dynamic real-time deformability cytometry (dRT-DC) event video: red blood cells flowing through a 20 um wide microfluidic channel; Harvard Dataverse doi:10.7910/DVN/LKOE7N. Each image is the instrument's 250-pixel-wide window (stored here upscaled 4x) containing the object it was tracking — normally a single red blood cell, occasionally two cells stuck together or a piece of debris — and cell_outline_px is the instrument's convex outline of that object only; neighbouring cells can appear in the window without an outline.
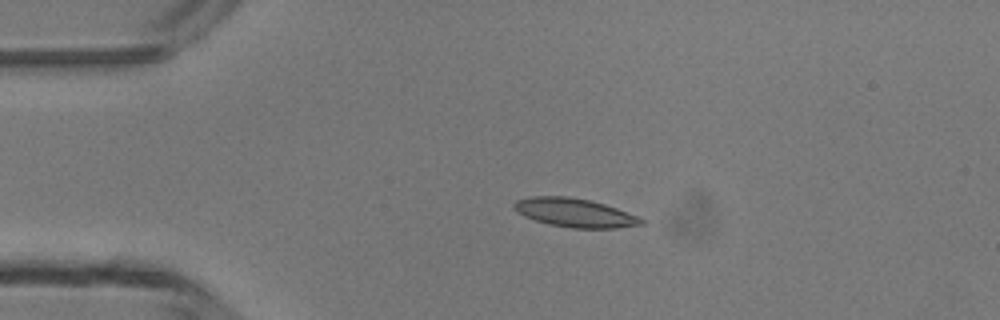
{"species": "common noctule bat (a hibernating species)", "species_latin": "Nyctalus noctula", "temperature_condition": "room temperature", "stored_images_in_passage": 4, "camera_frame_rate_fps": 3000, "um_per_image_px": 0.085, "animal": {"sex": "male", "body_mass_g": 13.3}, "frame": {"image": 1, "passage_image": 3, "time_ms": 2.333, "image_size_px": [1000, 320], "cell_outline_px": [[644, 224], [616, 228], [572, 228], [548, 224], [524, 216], [516, 212], [512, 208], [512, 204], [516, 200], [532, 196], [568, 196], [592, 200], [616, 208], [636, 216], [644, 220]], "centroid_in_image_um": [48.8, 18.07], "position_along_channel_um": 36.2, "area_um2": 21.33}}